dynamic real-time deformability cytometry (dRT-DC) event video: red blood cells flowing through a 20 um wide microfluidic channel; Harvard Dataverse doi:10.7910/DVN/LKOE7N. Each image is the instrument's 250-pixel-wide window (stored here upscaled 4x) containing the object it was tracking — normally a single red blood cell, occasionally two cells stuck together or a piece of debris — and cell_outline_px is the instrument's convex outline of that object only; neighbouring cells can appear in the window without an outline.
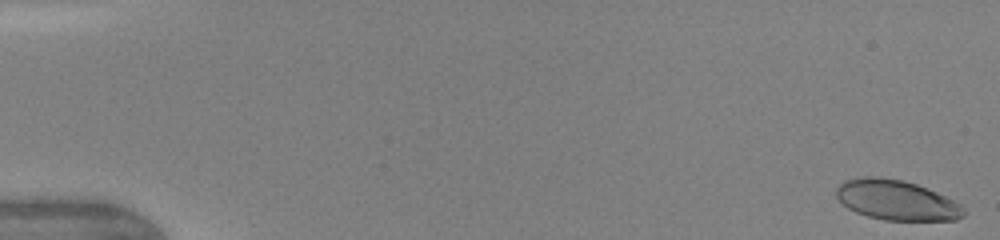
{"species": "human", "species_latin": "Homo sapiens", "temperature_condition": "warm", "stored_images_in_passage": 47, "camera_frame_rate_fps": 3000, "um_per_image_px": 0.085, "donor": {"sex": "female"}, "frame": {"image": 1, "passage_image": 1, "time_ms": 0.0, "image_size_px": [1000, 240], "cell_outline_px": [[968, 212], [964, 216], [956, 220], [884, 220], [868, 216], [856, 212], [848, 208], [836, 196], [836, 188], [844, 180], [864, 176], [876, 176], [904, 180], [916, 184], [936, 192], [960, 204]], "centroid_in_image_um": [76.21, 17.01], "position_along_channel_um": 8.8, "area_um2": 29.71}}
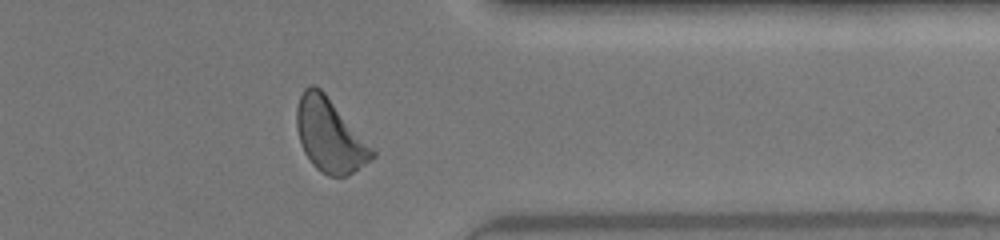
{"frame": {"image": 2, "passage_image": 38, "time_ms": 12.667, "image_size_px": [1000, 240], "cell_outline_px": [[376, 156], [372, 160], [348, 176], [328, 176], [320, 172], [312, 164], [304, 152], [300, 144], [296, 128], [296, 108], [300, 96], [304, 88], [312, 84], [316, 84], [324, 92], [376, 152]], "centroid_in_image_um": [28.01, 11.52], "position_along_channel_um": 383.4, "area_um2": 32.31}}
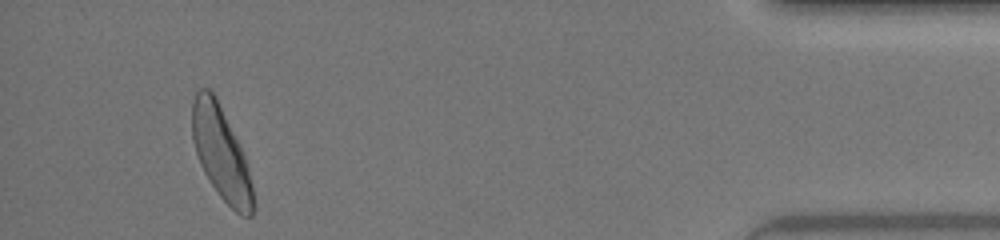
{"frame": {"image": 3, "passage_image": 44, "time_ms": 14.667, "image_size_px": [1000, 240], "cell_outline_px": [[256, 204], [252, 216], [240, 216], [220, 196], [204, 172], [200, 164], [196, 152], [192, 136], [192, 100], [196, 92], [200, 88], [208, 88], [216, 96], [244, 156], [248, 168]], "centroid_in_image_um": [18.79, 13.04], "position_along_channel_um": 416.4, "area_um2": 32.71}, "authors_computed_cell_mechanics": {"area_um2": 31.6166, "velocity_mm_per_s": 4.2733, "shape_relaxation_time_tau1_ms": 2.7824, "shape_relaxation_time_tau2_ms": 0.6404, "deformation_change_tau1": 0.1453, "deformation_change_tau2": 0.0615}}